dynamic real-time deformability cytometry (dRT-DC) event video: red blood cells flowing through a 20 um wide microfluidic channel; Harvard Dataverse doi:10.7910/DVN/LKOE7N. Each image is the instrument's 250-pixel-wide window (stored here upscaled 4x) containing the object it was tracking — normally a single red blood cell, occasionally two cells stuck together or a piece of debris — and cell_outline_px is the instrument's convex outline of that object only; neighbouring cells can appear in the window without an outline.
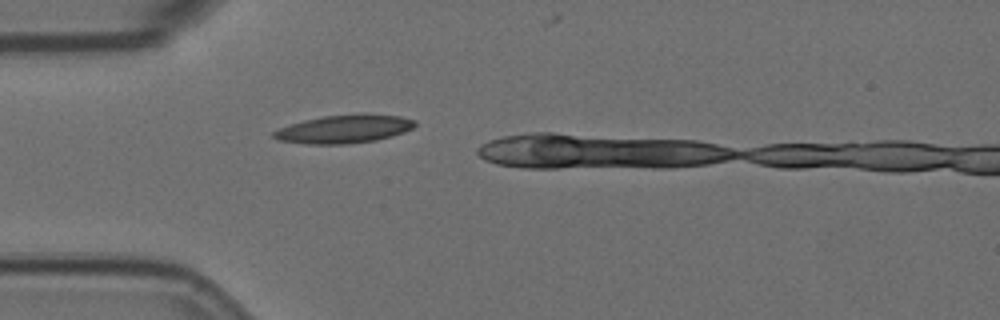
{"species": "Egyptian fruit bat (a non-hibernating species)", "species_latin": "Rousettus aegyptiacus", "temperature_condition": "room temperature", "stored_images_in_passage": 2, "camera_frame_rate_fps": 3000, "um_per_image_px": 0.085, "animal": {"sex": "female"}, "frame": {"image": 1, "passage_image": 1, "time_ms": 0.0, "image_size_px": [1000, 320], "cell_outline_px": [[416, 124], [412, 128], [404, 132], [392, 136], [376, 140], [348, 144], [304, 144], [276, 140], [272, 136], [272, 132], [280, 128], [304, 120], [324, 116], [400, 116], [416, 120]], "centroid_in_image_um": [29.19, 11.01], "position_along_channel_um": 55.8, "area_um2": 22.54}}